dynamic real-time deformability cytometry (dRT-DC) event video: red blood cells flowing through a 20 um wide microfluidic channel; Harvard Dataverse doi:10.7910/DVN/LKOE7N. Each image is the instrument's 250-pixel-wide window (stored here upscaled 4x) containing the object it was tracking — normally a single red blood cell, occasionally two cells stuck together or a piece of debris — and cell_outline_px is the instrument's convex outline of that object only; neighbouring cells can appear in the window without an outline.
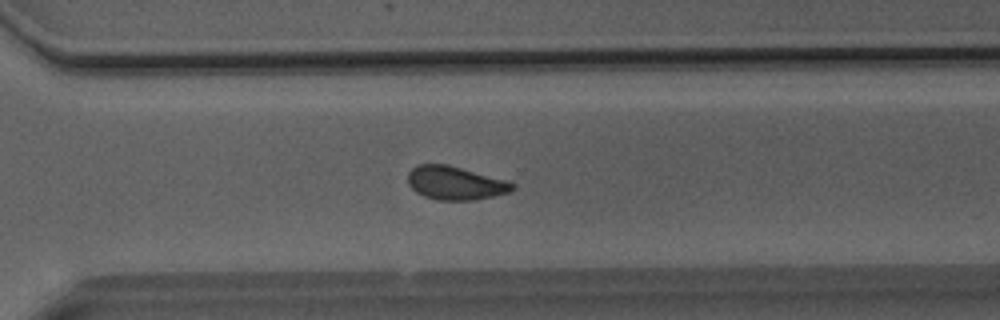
{"species": "Egyptian fruit bat (a non-hibernating species)", "species_latin": "Rousettus aegyptiacus", "temperature_condition": "room temperature", "stored_images_in_passage": 51, "camera_frame_rate_fps": 3000, "um_per_image_px": 0.085, "animal": {"sex": "male"}, "frame": {"image": 1, "passage_image": 37, "time_ms": 12.0, "image_size_px": [1000, 320], "cell_outline_px": [[516, 188], [508, 192], [476, 200], [436, 200], [424, 196], [416, 192], [408, 184], [408, 172], [416, 164], [448, 164], [508, 180], [516, 184]], "centroid_in_image_um": [38.71, 15.55], "position_along_channel_um": 331.9, "area_um2": 20.63}}
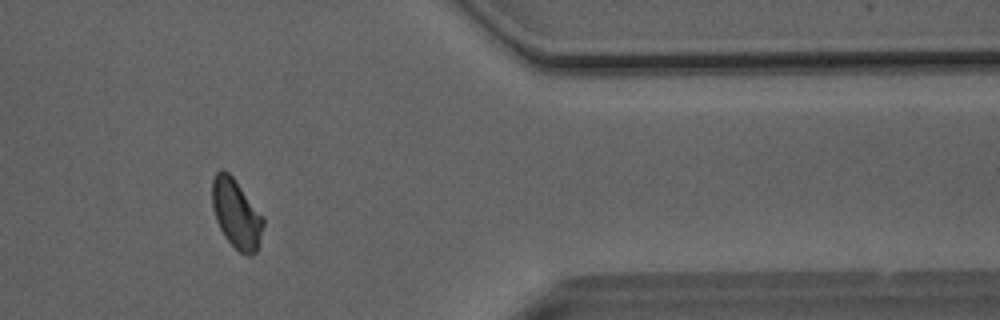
{"frame": {"image": 2, "passage_image": 43, "time_ms": 14.0, "image_size_px": [1000, 320], "cell_outline_px": [[264, 224], [260, 240], [256, 252], [252, 256], [248, 256], [240, 252], [224, 236], [216, 220], [212, 208], [212, 180], [216, 172], [220, 168], [224, 168], [232, 176], [264, 216]], "centroid_in_image_um": [20.09, 18.15], "position_along_channel_um": 391.3, "area_um2": 20.69}}
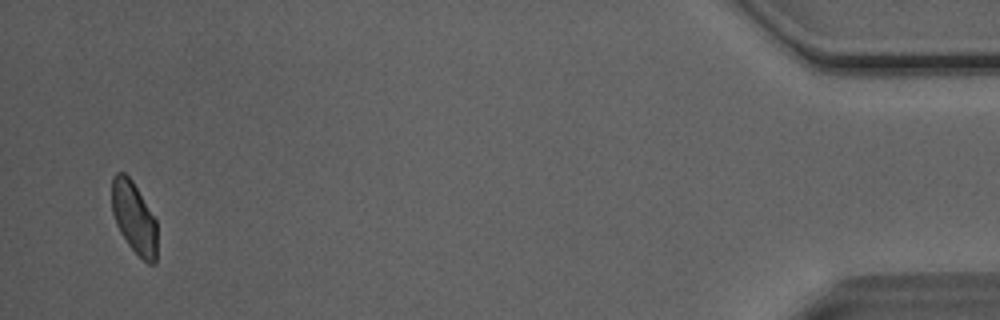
{"frame": {"image": 3, "passage_image": 50, "time_ms": 16.333, "image_size_px": [1000, 320], "cell_outline_px": [[156, 264], [148, 264], [128, 244], [120, 232], [116, 224], [112, 212], [112, 176], [116, 172], [124, 172], [132, 180], [156, 220]], "centroid_in_image_um": [11.38, 18.49], "position_along_channel_um": 423.8, "area_um2": 18.79}, "authors_computed_cell_mechanics": {"area_um2": 20.9814, "velocity_mm_per_s": 4.0512, "shape_relaxation_time_tau1_ms": 4.1127, "shape_relaxation_time_tau2_ms": 1.7868, "deformation_change_tau1": 0.0927, "deformation_change_tau2": 0.0814}}